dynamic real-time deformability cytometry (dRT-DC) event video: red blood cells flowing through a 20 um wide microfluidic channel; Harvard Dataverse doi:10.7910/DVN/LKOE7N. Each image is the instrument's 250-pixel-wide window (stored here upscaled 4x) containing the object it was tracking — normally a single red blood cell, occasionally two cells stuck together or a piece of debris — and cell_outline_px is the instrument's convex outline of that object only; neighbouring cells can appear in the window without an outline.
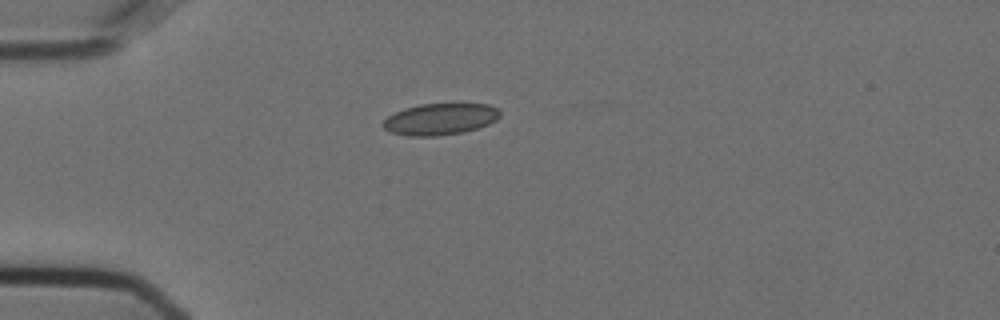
{"species": "Egyptian fruit bat (a non-hibernating species)", "species_latin": "Rousettus aegyptiacus", "temperature_condition": "cold", "stored_images_in_passage": 38, "camera_frame_rate_fps": 3000, "um_per_image_px": 0.085, "animal": {"sex": "female"}, "frame": {"image": 1, "passage_image": 1, "time_ms": 0.0, "image_size_px": [1000, 320], "cell_outline_px": [[500, 116], [496, 120], [488, 124], [464, 132], [440, 136], [408, 136], [388, 132], [380, 124], [388, 116], [404, 108], [420, 104], [488, 104], [496, 108], [500, 112]], "centroid_in_image_um": [37.37, 10.14], "position_along_channel_um": 47.6, "area_um2": 21.56}}
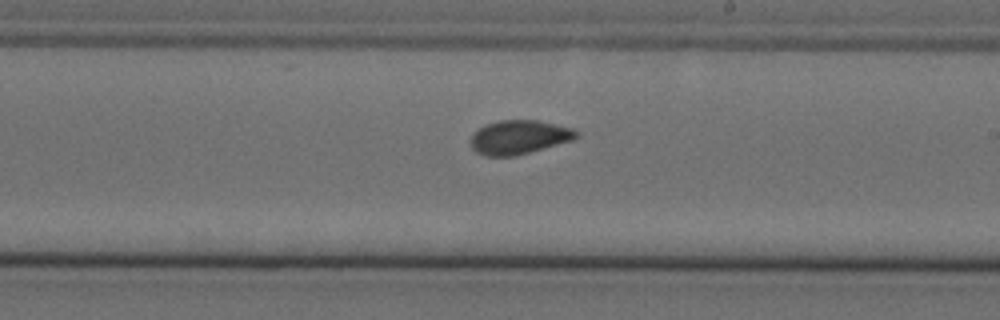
{"frame": {"image": 2, "passage_image": 19, "time_ms": 6.0, "image_size_px": [1000, 320], "cell_outline_px": [[580, 132], [572, 140], [516, 156], [484, 156], [476, 152], [472, 148], [472, 132], [488, 124], [500, 120], [536, 120], [572, 128]], "centroid_in_image_um": [44.11, 11.67], "position_along_channel_um": 244.9, "area_um2": 20.69}}
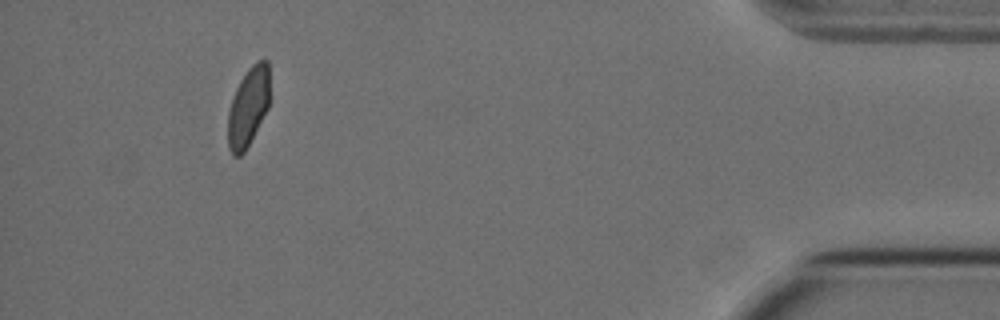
{"frame": {"image": 3, "passage_image": 38, "time_ms": 12.333, "image_size_px": [1000, 320], "cell_outline_px": [[268, 108], [244, 152], [240, 156], [232, 156], [228, 148], [228, 112], [232, 96], [240, 80], [248, 68], [256, 60], [268, 60]], "centroid_in_image_um": [21.07, 9.09], "position_along_channel_um": 414.1, "area_um2": 19.13}, "authors_computed_cell_mechanics": {"area_um2": 20.7502, "velocity_mm_per_s": 3.6022, "shape_relaxation_time_tau1_ms": null, "shape_relaxation_time_tau2_ms": 1.199, "deformation_change_tau1": null, "deformation_change_tau2": 0.045}}